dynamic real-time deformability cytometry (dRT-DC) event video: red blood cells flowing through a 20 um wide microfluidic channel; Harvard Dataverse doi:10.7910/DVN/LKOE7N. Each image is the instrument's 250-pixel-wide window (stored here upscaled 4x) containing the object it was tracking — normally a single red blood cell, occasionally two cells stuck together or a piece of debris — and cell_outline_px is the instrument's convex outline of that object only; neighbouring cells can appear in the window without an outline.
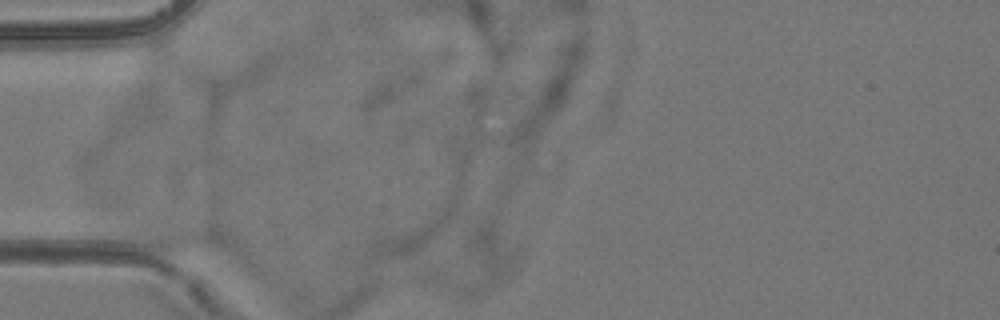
{"species": "common noctule bat (a hibernating species)", "species_latin": "Nyctalus noctula", "temperature_condition": "room temperature", "stored_images_in_passage": 2, "camera_frame_rate_fps": 3000, "um_per_image_px": 0.085, "animal": {"sex": "female", "body_mass_g": 24.6, "forearm_length_mm": 56.2}, "frame": {"image": 1, "passage_image": 1, "time_ms": 0.0, "image_size_px": [1000, 320], "cell_outline_px": [[224, 248], [172, 252], [168, 252], [152, 248], [136, 236], [132, 232], [132, 228], [140, 224], [208, 228], [216, 232], [220, 236], [224, 244]], "centroid_in_image_um": [15.14, 20.22], "position_along_channel_um": 69.9, "area_um2": 13.76}}